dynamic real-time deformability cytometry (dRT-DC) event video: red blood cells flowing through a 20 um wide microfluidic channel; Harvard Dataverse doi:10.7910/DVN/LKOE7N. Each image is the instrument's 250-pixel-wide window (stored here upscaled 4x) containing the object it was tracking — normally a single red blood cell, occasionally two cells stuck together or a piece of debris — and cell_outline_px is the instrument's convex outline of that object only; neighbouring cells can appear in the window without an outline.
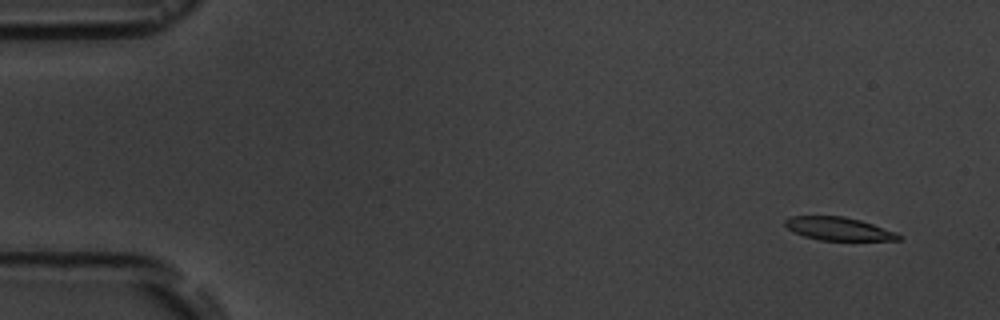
{"species": "common noctule bat (a hibernating species)", "species_latin": "Nyctalus noctula", "temperature_condition": "room temperature", "stored_images_in_passage": 6, "camera_frame_rate_fps": 3000, "um_per_image_px": 0.085, "animal": {"sex": "male", "body_mass_g": 19.5, "forearm_length_mm": 54.6}, "frame": {"image": 1, "passage_image": 1, "time_ms": 0.0, "image_size_px": [1000, 320], "cell_outline_px": [[904, 236], [900, 240], [820, 240], [804, 236], [788, 228], [784, 224], [784, 220], [788, 216], [844, 216], [860, 220], [896, 232]], "centroid_in_image_um": [71.29, 19.44], "position_along_channel_um": 13.7, "area_um2": 15.26}}
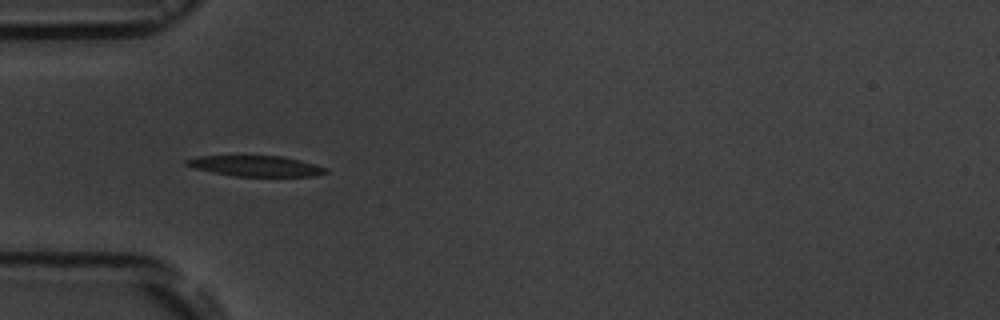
{"frame": {"image": 2, "passage_image": 5, "time_ms": 4.667, "image_size_px": [1000, 320], "cell_outline_px": [[328, 172], [316, 176], [232, 176], [192, 168], [184, 164], [184, 160], [196, 156], [280, 156], [300, 160], [316, 164], [328, 168]], "centroid_in_image_um": [21.72, 14.11], "position_along_channel_um": 63.3, "area_um2": 16.88}}
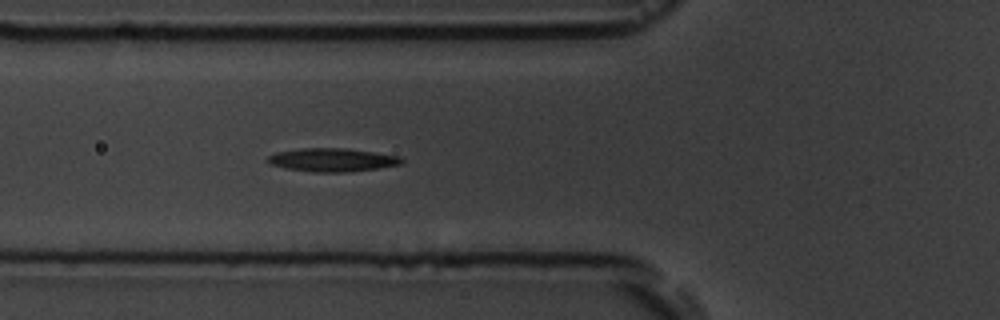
{"frame": {"image": 3, "passage_image": 6, "time_ms": 5.667, "image_size_px": [1000, 320], "cell_outline_px": [[404, 160], [400, 164], [376, 168], [344, 172], [312, 172], [284, 168], [268, 164], [264, 160], [268, 156], [276, 152], [304, 148], [344, 148], [400, 156]], "centroid_in_image_um": [28.16, 13.59], "position_along_channel_um": 97.6, "area_um2": 18.15}}